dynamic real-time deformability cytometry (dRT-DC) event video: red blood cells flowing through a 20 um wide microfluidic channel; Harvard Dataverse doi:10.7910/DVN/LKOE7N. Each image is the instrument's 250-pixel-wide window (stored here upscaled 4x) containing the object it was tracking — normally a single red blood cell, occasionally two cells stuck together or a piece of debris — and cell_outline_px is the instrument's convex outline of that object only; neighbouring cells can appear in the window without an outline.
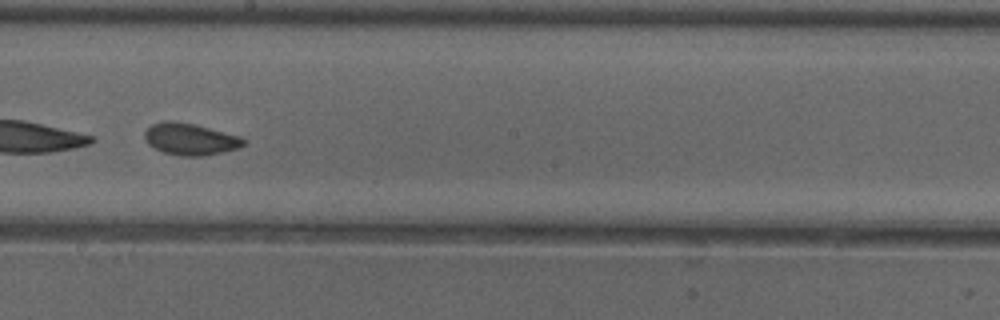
{"species": "common noctule bat (a hibernating species)", "species_latin": "Nyctalus noctula", "temperature_condition": "cold", "stored_images_in_passage": 43, "camera_frame_rate_fps": 3000, "um_per_image_px": 0.085, "animal": {"sex": "female"}, "frame": {"image": 1, "passage_image": 25, "time_ms": 8.0, "image_size_px": [1000, 320], "cell_outline_px": [[248, 140], [240, 148], [204, 156], [180, 156], [164, 152], [148, 144], [144, 136], [144, 132], [152, 124], [164, 120], [176, 120], [196, 124], [240, 136]], "centroid_in_image_um": [16.19, 11.81], "position_along_channel_um": 232.0, "area_um2": 18.55}, "authors_computed_cell_mechanics": {"area_um2": 18.496, "velocity_mm_per_s": 3.8993, "shape_relaxation_time_tau1_ms": 2.293, "shape_relaxation_time_tau2_ms": 2.1725, "deformation_change_tau1": 0.0545, "deformation_change_tau2": 0.0492}}